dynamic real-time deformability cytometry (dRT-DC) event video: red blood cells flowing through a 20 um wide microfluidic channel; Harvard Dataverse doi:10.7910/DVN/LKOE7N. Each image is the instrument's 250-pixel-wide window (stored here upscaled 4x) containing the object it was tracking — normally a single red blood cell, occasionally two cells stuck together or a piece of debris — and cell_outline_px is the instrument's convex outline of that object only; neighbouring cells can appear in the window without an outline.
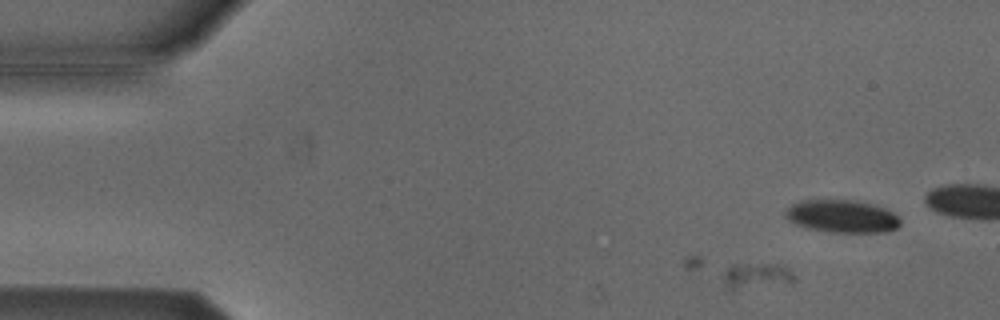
{"species": "Egyptian fruit bat (a non-hibernating species)", "species_latin": "Rousettus aegyptiacus", "temperature_condition": "cold", "stored_images_in_passage": 6, "camera_frame_rate_fps": 3000, "um_per_image_px": 0.085, "animal": {"sex": "male"}, "frame": {"image": 1, "passage_image": 2, "time_ms": 0.333, "image_size_px": [1000, 320], "cell_outline_px": [[796, 280], [792, 284], [736, 292], [728, 292], [724, 288], [724, 276], [728, 268], [732, 264], [780, 264], [788, 268], [792, 272]], "centroid_in_image_um": [64.31, 23.54], "position_along_channel_um": 20.7, "area_um2": 11.68}}